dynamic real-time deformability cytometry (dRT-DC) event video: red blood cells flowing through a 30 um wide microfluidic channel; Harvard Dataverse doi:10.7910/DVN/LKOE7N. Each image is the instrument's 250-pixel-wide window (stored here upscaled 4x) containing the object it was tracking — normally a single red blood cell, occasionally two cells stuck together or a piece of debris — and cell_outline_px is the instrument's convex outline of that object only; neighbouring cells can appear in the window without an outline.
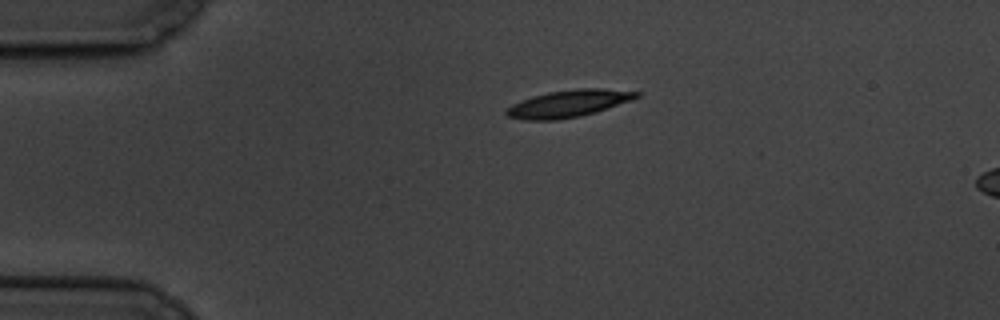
{"species": "common noctule bat (a hibernating species)", "species_latin": "Nyctalus noctula", "temperature_condition": "cold", "stored_images_in_passage": 3, "camera_frame_rate_fps": 3000, "um_per_image_px": 0.085, "animal": {"sex": "male", "body_mass_g": 19.5, "forearm_length_mm": 54.6}, "frame": {"image": 1, "passage_image": 1, "time_ms": 0.0, "image_size_px": [1000, 320], "cell_outline_px": [[640, 96], [632, 100], [596, 112], [580, 116], [556, 120], [524, 120], [508, 116], [504, 112], [512, 104], [520, 100], [532, 96], [548, 92], [576, 88], [604, 88], [640, 92]], "centroid_in_image_um": [48.33, 8.79], "position_along_channel_um": 36.7, "area_um2": 20.63}}